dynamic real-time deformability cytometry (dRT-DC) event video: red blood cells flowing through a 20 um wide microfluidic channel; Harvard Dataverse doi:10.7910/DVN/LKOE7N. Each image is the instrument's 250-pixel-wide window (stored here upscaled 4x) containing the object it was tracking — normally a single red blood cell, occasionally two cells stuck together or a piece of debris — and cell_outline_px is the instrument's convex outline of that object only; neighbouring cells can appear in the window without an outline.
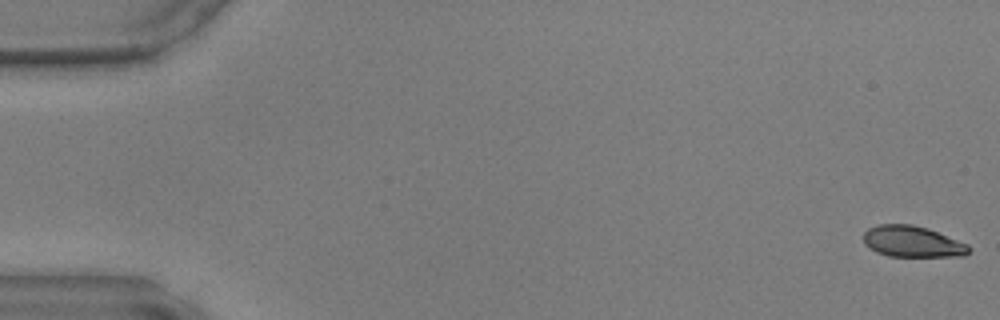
{"species": "common noctule bat (a hibernating species)", "species_latin": "Nyctalus noctula", "temperature_condition": "warm", "stored_images_in_passage": 49, "camera_frame_rate_fps": 3000, "um_per_image_px": 0.085, "animal": {"sex": "male", "body_mass_g": 17.9, "forearm_length_mm": 54.2}, "frame": {"image": 1, "passage_image": 1, "time_ms": 0.0, "image_size_px": [1000, 320], "cell_outline_px": [[972, 248], [964, 256], [888, 256], [876, 252], [868, 248], [864, 244], [864, 232], [868, 228], [876, 224], [912, 224], [928, 228], [968, 244]], "centroid_in_image_um": [77.53, 20.53], "position_along_channel_um": 7.5, "area_um2": 19.31}}
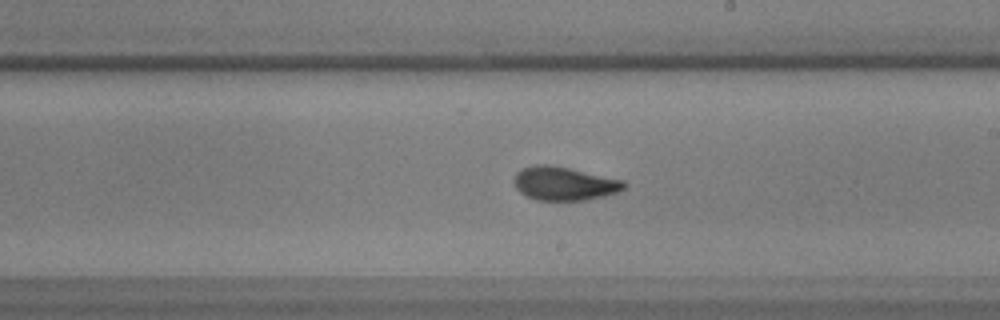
{"frame": {"image": 2, "passage_image": 28, "time_ms": 9.0, "image_size_px": [1000, 320], "cell_outline_px": [[628, 184], [620, 192], [604, 196], [584, 200], [536, 200], [520, 192], [516, 188], [512, 180], [516, 172], [520, 168], [536, 164], [552, 164], [624, 180]], "centroid_in_image_um": [47.95, 15.58], "position_along_channel_um": 241.1, "area_um2": 21.85}}
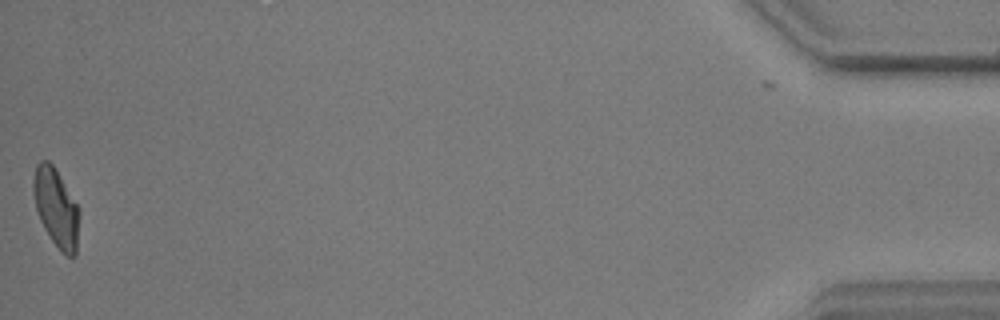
{"frame": {"image": 3, "passage_image": 48, "time_ms": 15.667, "image_size_px": [1000, 320], "cell_outline_px": [[80, 216], [76, 256], [68, 256], [60, 252], [44, 228], [40, 220], [36, 208], [32, 192], [32, 180], [36, 164], [40, 160], [48, 160], [52, 164], [80, 208]], "centroid_in_image_um": [4.78, 17.67], "position_along_channel_um": 430.4, "area_um2": 21.27}}